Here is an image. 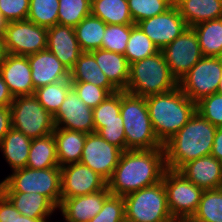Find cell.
<instances>
[{
    "label": "cell",
    "mask_w": 222,
    "mask_h": 222,
    "mask_svg": "<svg viewBox=\"0 0 222 222\" xmlns=\"http://www.w3.org/2000/svg\"><path fill=\"white\" fill-rule=\"evenodd\" d=\"M196 112L212 125L222 127V95L213 93L196 102Z\"/></svg>",
    "instance_id": "cell-39"
},
{
    "label": "cell",
    "mask_w": 222,
    "mask_h": 222,
    "mask_svg": "<svg viewBox=\"0 0 222 222\" xmlns=\"http://www.w3.org/2000/svg\"><path fill=\"white\" fill-rule=\"evenodd\" d=\"M71 85L78 97L91 109L97 107L102 101L111 95L107 89L89 82H71Z\"/></svg>",
    "instance_id": "cell-43"
},
{
    "label": "cell",
    "mask_w": 222,
    "mask_h": 222,
    "mask_svg": "<svg viewBox=\"0 0 222 222\" xmlns=\"http://www.w3.org/2000/svg\"><path fill=\"white\" fill-rule=\"evenodd\" d=\"M9 21L0 12V36L3 37L8 26Z\"/></svg>",
    "instance_id": "cell-51"
},
{
    "label": "cell",
    "mask_w": 222,
    "mask_h": 222,
    "mask_svg": "<svg viewBox=\"0 0 222 222\" xmlns=\"http://www.w3.org/2000/svg\"><path fill=\"white\" fill-rule=\"evenodd\" d=\"M53 135L59 167L79 163L87 134L55 127Z\"/></svg>",
    "instance_id": "cell-24"
},
{
    "label": "cell",
    "mask_w": 222,
    "mask_h": 222,
    "mask_svg": "<svg viewBox=\"0 0 222 222\" xmlns=\"http://www.w3.org/2000/svg\"><path fill=\"white\" fill-rule=\"evenodd\" d=\"M11 128L12 120L10 107H0V143Z\"/></svg>",
    "instance_id": "cell-46"
},
{
    "label": "cell",
    "mask_w": 222,
    "mask_h": 222,
    "mask_svg": "<svg viewBox=\"0 0 222 222\" xmlns=\"http://www.w3.org/2000/svg\"><path fill=\"white\" fill-rule=\"evenodd\" d=\"M71 82H89L107 89L111 94L119 91L103 73L91 52H82L70 71Z\"/></svg>",
    "instance_id": "cell-27"
},
{
    "label": "cell",
    "mask_w": 222,
    "mask_h": 222,
    "mask_svg": "<svg viewBox=\"0 0 222 222\" xmlns=\"http://www.w3.org/2000/svg\"><path fill=\"white\" fill-rule=\"evenodd\" d=\"M95 60L108 80L119 90L125 91L128 86L130 64L122 54L98 49L91 51Z\"/></svg>",
    "instance_id": "cell-22"
},
{
    "label": "cell",
    "mask_w": 222,
    "mask_h": 222,
    "mask_svg": "<svg viewBox=\"0 0 222 222\" xmlns=\"http://www.w3.org/2000/svg\"><path fill=\"white\" fill-rule=\"evenodd\" d=\"M47 49L71 71L82 50L77 41L74 27L55 25L47 29Z\"/></svg>",
    "instance_id": "cell-21"
},
{
    "label": "cell",
    "mask_w": 222,
    "mask_h": 222,
    "mask_svg": "<svg viewBox=\"0 0 222 222\" xmlns=\"http://www.w3.org/2000/svg\"><path fill=\"white\" fill-rule=\"evenodd\" d=\"M190 222H222V188L205 190Z\"/></svg>",
    "instance_id": "cell-32"
},
{
    "label": "cell",
    "mask_w": 222,
    "mask_h": 222,
    "mask_svg": "<svg viewBox=\"0 0 222 222\" xmlns=\"http://www.w3.org/2000/svg\"><path fill=\"white\" fill-rule=\"evenodd\" d=\"M15 207L11 201L0 191V222H14Z\"/></svg>",
    "instance_id": "cell-45"
},
{
    "label": "cell",
    "mask_w": 222,
    "mask_h": 222,
    "mask_svg": "<svg viewBox=\"0 0 222 222\" xmlns=\"http://www.w3.org/2000/svg\"><path fill=\"white\" fill-rule=\"evenodd\" d=\"M134 24L167 11L171 0H127Z\"/></svg>",
    "instance_id": "cell-37"
},
{
    "label": "cell",
    "mask_w": 222,
    "mask_h": 222,
    "mask_svg": "<svg viewBox=\"0 0 222 222\" xmlns=\"http://www.w3.org/2000/svg\"><path fill=\"white\" fill-rule=\"evenodd\" d=\"M91 14L106 24H134L127 0H93Z\"/></svg>",
    "instance_id": "cell-31"
},
{
    "label": "cell",
    "mask_w": 222,
    "mask_h": 222,
    "mask_svg": "<svg viewBox=\"0 0 222 222\" xmlns=\"http://www.w3.org/2000/svg\"><path fill=\"white\" fill-rule=\"evenodd\" d=\"M3 37L9 54L28 56L47 49V28L28 20L9 22Z\"/></svg>",
    "instance_id": "cell-12"
},
{
    "label": "cell",
    "mask_w": 222,
    "mask_h": 222,
    "mask_svg": "<svg viewBox=\"0 0 222 222\" xmlns=\"http://www.w3.org/2000/svg\"><path fill=\"white\" fill-rule=\"evenodd\" d=\"M178 87L161 50L130 64L126 92L141 97L167 93Z\"/></svg>",
    "instance_id": "cell-5"
},
{
    "label": "cell",
    "mask_w": 222,
    "mask_h": 222,
    "mask_svg": "<svg viewBox=\"0 0 222 222\" xmlns=\"http://www.w3.org/2000/svg\"><path fill=\"white\" fill-rule=\"evenodd\" d=\"M30 0H0V12L9 22L27 20Z\"/></svg>",
    "instance_id": "cell-44"
},
{
    "label": "cell",
    "mask_w": 222,
    "mask_h": 222,
    "mask_svg": "<svg viewBox=\"0 0 222 222\" xmlns=\"http://www.w3.org/2000/svg\"><path fill=\"white\" fill-rule=\"evenodd\" d=\"M71 88V80L66 79L39 87L35 89L33 95L45 110L54 116Z\"/></svg>",
    "instance_id": "cell-34"
},
{
    "label": "cell",
    "mask_w": 222,
    "mask_h": 222,
    "mask_svg": "<svg viewBox=\"0 0 222 222\" xmlns=\"http://www.w3.org/2000/svg\"><path fill=\"white\" fill-rule=\"evenodd\" d=\"M174 4L188 27L222 17V0H177Z\"/></svg>",
    "instance_id": "cell-23"
},
{
    "label": "cell",
    "mask_w": 222,
    "mask_h": 222,
    "mask_svg": "<svg viewBox=\"0 0 222 222\" xmlns=\"http://www.w3.org/2000/svg\"><path fill=\"white\" fill-rule=\"evenodd\" d=\"M178 220H169V221H166V222H177Z\"/></svg>",
    "instance_id": "cell-54"
},
{
    "label": "cell",
    "mask_w": 222,
    "mask_h": 222,
    "mask_svg": "<svg viewBox=\"0 0 222 222\" xmlns=\"http://www.w3.org/2000/svg\"><path fill=\"white\" fill-rule=\"evenodd\" d=\"M217 93H219V94L222 95V74H221L220 84H219V87H218Z\"/></svg>",
    "instance_id": "cell-52"
},
{
    "label": "cell",
    "mask_w": 222,
    "mask_h": 222,
    "mask_svg": "<svg viewBox=\"0 0 222 222\" xmlns=\"http://www.w3.org/2000/svg\"><path fill=\"white\" fill-rule=\"evenodd\" d=\"M161 52L171 74L177 81L203 57L198 36L192 27H187Z\"/></svg>",
    "instance_id": "cell-11"
},
{
    "label": "cell",
    "mask_w": 222,
    "mask_h": 222,
    "mask_svg": "<svg viewBox=\"0 0 222 222\" xmlns=\"http://www.w3.org/2000/svg\"><path fill=\"white\" fill-rule=\"evenodd\" d=\"M159 51L137 24H131V34L124 54L129 64L154 55Z\"/></svg>",
    "instance_id": "cell-33"
},
{
    "label": "cell",
    "mask_w": 222,
    "mask_h": 222,
    "mask_svg": "<svg viewBox=\"0 0 222 222\" xmlns=\"http://www.w3.org/2000/svg\"><path fill=\"white\" fill-rule=\"evenodd\" d=\"M34 89L70 79V71L48 49L28 55Z\"/></svg>",
    "instance_id": "cell-20"
},
{
    "label": "cell",
    "mask_w": 222,
    "mask_h": 222,
    "mask_svg": "<svg viewBox=\"0 0 222 222\" xmlns=\"http://www.w3.org/2000/svg\"><path fill=\"white\" fill-rule=\"evenodd\" d=\"M90 14L91 2L89 0H59V25L76 27Z\"/></svg>",
    "instance_id": "cell-36"
},
{
    "label": "cell",
    "mask_w": 222,
    "mask_h": 222,
    "mask_svg": "<svg viewBox=\"0 0 222 222\" xmlns=\"http://www.w3.org/2000/svg\"><path fill=\"white\" fill-rule=\"evenodd\" d=\"M125 221V203L123 196L110 195L101 211L88 222H123Z\"/></svg>",
    "instance_id": "cell-41"
},
{
    "label": "cell",
    "mask_w": 222,
    "mask_h": 222,
    "mask_svg": "<svg viewBox=\"0 0 222 222\" xmlns=\"http://www.w3.org/2000/svg\"><path fill=\"white\" fill-rule=\"evenodd\" d=\"M198 36L203 57L222 58V17L192 27Z\"/></svg>",
    "instance_id": "cell-28"
},
{
    "label": "cell",
    "mask_w": 222,
    "mask_h": 222,
    "mask_svg": "<svg viewBox=\"0 0 222 222\" xmlns=\"http://www.w3.org/2000/svg\"><path fill=\"white\" fill-rule=\"evenodd\" d=\"M128 222H166L174 219L168 208L163 180L124 196Z\"/></svg>",
    "instance_id": "cell-7"
},
{
    "label": "cell",
    "mask_w": 222,
    "mask_h": 222,
    "mask_svg": "<svg viewBox=\"0 0 222 222\" xmlns=\"http://www.w3.org/2000/svg\"><path fill=\"white\" fill-rule=\"evenodd\" d=\"M32 139L13 127L3 137L0 150L12 171L27 166Z\"/></svg>",
    "instance_id": "cell-25"
},
{
    "label": "cell",
    "mask_w": 222,
    "mask_h": 222,
    "mask_svg": "<svg viewBox=\"0 0 222 222\" xmlns=\"http://www.w3.org/2000/svg\"><path fill=\"white\" fill-rule=\"evenodd\" d=\"M93 109L88 107L71 88L53 116L55 127L85 134L94 133Z\"/></svg>",
    "instance_id": "cell-16"
},
{
    "label": "cell",
    "mask_w": 222,
    "mask_h": 222,
    "mask_svg": "<svg viewBox=\"0 0 222 222\" xmlns=\"http://www.w3.org/2000/svg\"><path fill=\"white\" fill-rule=\"evenodd\" d=\"M0 73L13 97L34 94L31 67L27 56L7 54Z\"/></svg>",
    "instance_id": "cell-18"
},
{
    "label": "cell",
    "mask_w": 222,
    "mask_h": 222,
    "mask_svg": "<svg viewBox=\"0 0 222 222\" xmlns=\"http://www.w3.org/2000/svg\"><path fill=\"white\" fill-rule=\"evenodd\" d=\"M106 23L92 14L86 16L74 32L82 52H91L101 48Z\"/></svg>",
    "instance_id": "cell-30"
},
{
    "label": "cell",
    "mask_w": 222,
    "mask_h": 222,
    "mask_svg": "<svg viewBox=\"0 0 222 222\" xmlns=\"http://www.w3.org/2000/svg\"><path fill=\"white\" fill-rule=\"evenodd\" d=\"M12 127L31 139L53 133V116L45 110L34 95L14 97L11 105Z\"/></svg>",
    "instance_id": "cell-8"
},
{
    "label": "cell",
    "mask_w": 222,
    "mask_h": 222,
    "mask_svg": "<svg viewBox=\"0 0 222 222\" xmlns=\"http://www.w3.org/2000/svg\"><path fill=\"white\" fill-rule=\"evenodd\" d=\"M178 172L203 191L222 188V162L211 154L187 162Z\"/></svg>",
    "instance_id": "cell-19"
},
{
    "label": "cell",
    "mask_w": 222,
    "mask_h": 222,
    "mask_svg": "<svg viewBox=\"0 0 222 222\" xmlns=\"http://www.w3.org/2000/svg\"><path fill=\"white\" fill-rule=\"evenodd\" d=\"M48 219L49 218H30V217L22 215L15 208V221L14 222H49Z\"/></svg>",
    "instance_id": "cell-49"
},
{
    "label": "cell",
    "mask_w": 222,
    "mask_h": 222,
    "mask_svg": "<svg viewBox=\"0 0 222 222\" xmlns=\"http://www.w3.org/2000/svg\"><path fill=\"white\" fill-rule=\"evenodd\" d=\"M26 167L32 169L59 167L53 133L32 139Z\"/></svg>",
    "instance_id": "cell-29"
},
{
    "label": "cell",
    "mask_w": 222,
    "mask_h": 222,
    "mask_svg": "<svg viewBox=\"0 0 222 222\" xmlns=\"http://www.w3.org/2000/svg\"><path fill=\"white\" fill-rule=\"evenodd\" d=\"M111 195L108 187L95 193L61 199L57 210L66 222H88L102 209L104 201Z\"/></svg>",
    "instance_id": "cell-17"
},
{
    "label": "cell",
    "mask_w": 222,
    "mask_h": 222,
    "mask_svg": "<svg viewBox=\"0 0 222 222\" xmlns=\"http://www.w3.org/2000/svg\"><path fill=\"white\" fill-rule=\"evenodd\" d=\"M211 155L222 162V127L215 132Z\"/></svg>",
    "instance_id": "cell-48"
},
{
    "label": "cell",
    "mask_w": 222,
    "mask_h": 222,
    "mask_svg": "<svg viewBox=\"0 0 222 222\" xmlns=\"http://www.w3.org/2000/svg\"><path fill=\"white\" fill-rule=\"evenodd\" d=\"M159 50L173 42L187 25L173 4L167 11L137 23Z\"/></svg>",
    "instance_id": "cell-15"
},
{
    "label": "cell",
    "mask_w": 222,
    "mask_h": 222,
    "mask_svg": "<svg viewBox=\"0 0 222 222\" xmlns=\"http://www.w3.org/2000/svg\"><path fill=\"white\" fill-rule=\"evenodd\" d=\"M14 97L0 73V107H10Z\"/></svg>",
    "instance_id": "cell-47"
},
{
    "label": "cell",
    "mask_w": 222,
    "mask_h": 222,
    "mask_svg": "<svg viewBox=\"0 0 222 222\" xmlns=\"http://www.w3.org/2000/svg\"><path fill=\"white\" fill-rule=\"evenodd\" d=\"M120 114L126 136V150H151L163 147L154 132L144 97L121 91Z\"/></svg>",
    "instance_id": "cell-4"
},
{
    "label": "cell",
    "mask_w": 222,
    "mask_h": 222,
    "mask_svg": "<svg viewBox=\"0 0 222 222\" xmlns=\"http://www.w3.org/2000/svg\"><path fill=\"white\" fill-rule=\"evenodd\" d=\"M217 127L198 112L163 146L167 169L178 171L184 164L210 155Z\"/></svg>",
    "instance_id": "cell-2"
},
{
    "label": "cell",
    "mask_w": 222,
    "mask_h": 222,
    "mask_svg": "<svg viewBox=\"0 0 222 222\" xmlns=\"http://www.w3.org/2000/svg\"><path fill=\"white\" fill-rule=\"evenodd\" d=\"M221 74V57H202L178 81V87L196 103L203 97L217 93Z\"/></svg>",
    "instance_id": "cell-10"
},
{
    "label": "cell",
    "mask_w": 222,
    "mask_h": 222,
    "mask_svg": "<svg viewBox=\"0 0 222 222\" xmlns=\"http://www.w3.org/2000/svg\"><path fill=\"white\" fill-rule=\"evenodd\" d=\"M95 132L108 143L126 151V136L123 121L94 122Z\"/></svg>",
    "instance_id": "cell-42"
},
{
    "label": "cell",
    "mask_w": 222,
    "mask_h": 222,
    "mask_svg": "<svg viewBox=\"0 0 222 222\" xmlns=\"http://www.w3.org/2000/svg\"><path fill=\"white\" fill-rule=\"evenodd\" d=\"M150 120L159 142L164 145L195 114L196 103L179 87L167 93L145 98Z\"/></svg>",
    "instance_id": "cell-3"
},
{
    "label": "cell",
    "mask_w": 222,
    "mask_h": 222,
    "mask_svg": "<svg viewBox=\"0 0 222 222\" xmlns=\"http://www.w3.org/2000/svg\"><path fill=\"white\" fill-rule=\"evenodd\" d=\"M59 0H30L27 20L44 28L58 24Z\"/></svg>",
    "instance_id": "cell-35"
},
{
    "label": "cell",
    "mask_w": 222,
    "mask_h": 222,
    "mask_svg": "<svg viewBox=\"0 0 222 222\" xmlns=\"http://www.w3.org/2000/svg\"><path fill=\"white\" fill-rule=\"evenodd\" d=\"M60 168L61 199L95 193L107 187V181L103 177L80 162Z\"/></svg>",
    "instance_id": "cell-14"
},
{
    "label": "cell",
    "mask_w": 222,
    "mask_h": 222,
    "mask_svg": "<svg viewBox=\"0 0 222 222\" xmlns=\"http://www.w3.org/2000/svg\"><path fill=\"white\" fill-rule=\"evenodd\" d=\"M131 34V24H106L101 49L124 55Z\"/></svg>",
    "instance_id": "cell-38"
},
{
    "label": "cell",
    "mask_w": 222,
    "mask_h": 222,
    "mask_svg": "<svg viewBox=\"0 0 222 222\" xmlns=\"http://www.w3.org/2000/svg\"><path fill=\"white\" fill-rule=\"evenodd\" d=\"M121 91L109 95L93 109L94 122L123 121L120 114Z\"/></svg>",
    "instance_id": "cell-40"
},
{
    "label": "cell",
    "mask_w": 222,
    "mask_h": 222,
    "mask_svg": "<svg viewBox=\"0 0 222 222\" xmlns=\"http://www.w3.org/2000/svg\"><path fill=\"white\" fill-rule=\"evenodd\" d=\"M177 222H190L189 220H178Z\"/></svg>",
    "instance_id": "cell-53"
},
{
    "label": "cell",
    "mask_w": 222,
    "mask_h": 222,
    "mask_svg": "<svg viewBox=\"0 0 222 222\" xmlns=\"http://www.w3.org/2000/svg\"><path fill=\"white\" fill-rule=\"evenodd\" d=\"M166 170L164 146L151 150H126L121 153L107 187L112 195L124 197L160 182Z\"/></svg>",
    "instance_id": "cell-1"
},
{
    "label": "cell",
    "mask_w": 222,
    "mask_h": 222,
    "mask_svg": "<svg viewBox=\"0 0 222 222\" xmlns=\"http://www.w3.org/2000/svg\"><path fill=\"white\" fill-rule=\"evenodd\" d=\"M24 216L51 218L57 208L43 195L28 192H2Z\"/></svg>",
    "instance_id": "cell-26"
},
{
    "label": "cell",
    "mask_w": 222,
    "mask_h": 222,
    "mask_svg": "<svg viewBox=\"0 0 222 222\" xmlns=\"http://www.w3.org/2000/svg\"><path fill=\"white\" fill-rule=\"evenodd\" d=\"M7 54H8V52L6 50V45H5V42H4V37L0 36V66L3 63V61L5 60Z\"/></svg>",
    "instance_id": "cell-50"
},
{
    "label": "cell",
    "mask_w": 222,
    "mask_h": 222,
    "mask_svg": "<svg viewBox=\"0 0 222 222\" xmlns=\"http://www.w3.org/2000/svg\"><path fill=\"white\" fill-rule=\"evenodd\" d=\"M162 180L172 217L189 220L197 210L203 190L178 171L170 169L165 171Z\"/></svg>",
    "instance_id": "cell-9"
},
{
    "label": "cell",
    "mask_w": 222,
    "mask_h": 222,
    "mask_svg": "<svg viewBox=\"0 0 222 222\" xmlns=\"http://www.w3.org/2000/svg\"><path fill=\"white\" fill-rule=\"evenodd\" d=\"M1 192L39 193L45 196L57 209L61 203V168H21L0 181Z\"/></svg>",
    "instance_id": "cell-6"
},
{
    "label": "cell",
    "mask_w": 222,
    "mask_h": 222,
    "mask_svg": "<svg viewBox=\"0 0 222 222\" xmlns=\"http://www.w3.org/2000/svg\"><path fill=\"white\" fill-rule=\"evenodd\" d=\"M122 152L120 148L108 143L98 133H89L86 135L80 163L108 181Z\"/></svg>",
    "instance_id": "cell-13"
}]
</instances>
